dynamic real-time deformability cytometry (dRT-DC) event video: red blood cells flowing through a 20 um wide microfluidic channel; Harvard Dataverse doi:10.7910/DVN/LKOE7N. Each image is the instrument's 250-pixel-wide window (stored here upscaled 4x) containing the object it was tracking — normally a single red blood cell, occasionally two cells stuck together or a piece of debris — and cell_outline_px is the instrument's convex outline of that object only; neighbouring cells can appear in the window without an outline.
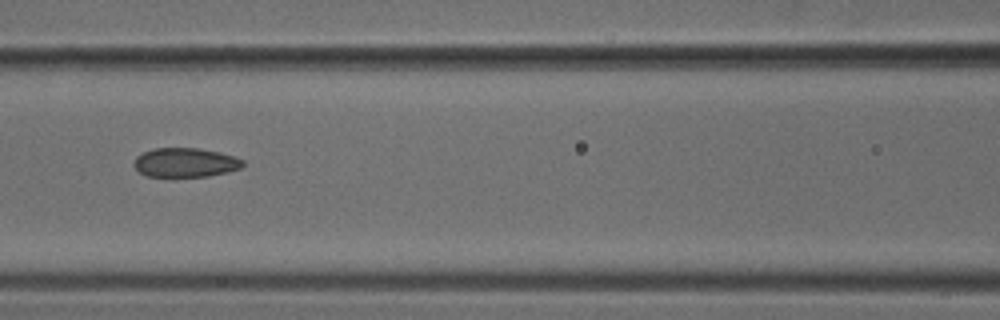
{"species": "common noctule bat (a hibernating species)", "species_latin": "Nyctalus noctula", "temperature_condition": "cold", "stored_images_in_passage": 6, "camera_frame_rate_fps": 3000, "um_per_image_px": 0.085, "animal": {"sex": "male", "body_mass_g": 18.8}, "frame": {"image": 1, "passage_image": 6, "time_ms": 1.667, "image_size_px": [1000, 320], "cell_outline_px": [[244, 164], [240, 168], [208, 176], [148, 176], [140, 172], [132, 164], [136, 156], [144, 152], [156, 148], [196, 148], [220, 152], [244, 160]], "centroid_in_image_um": [15.73, 13.8], "position_along_channel_um": 150.9, "area_um2": 18.26}}